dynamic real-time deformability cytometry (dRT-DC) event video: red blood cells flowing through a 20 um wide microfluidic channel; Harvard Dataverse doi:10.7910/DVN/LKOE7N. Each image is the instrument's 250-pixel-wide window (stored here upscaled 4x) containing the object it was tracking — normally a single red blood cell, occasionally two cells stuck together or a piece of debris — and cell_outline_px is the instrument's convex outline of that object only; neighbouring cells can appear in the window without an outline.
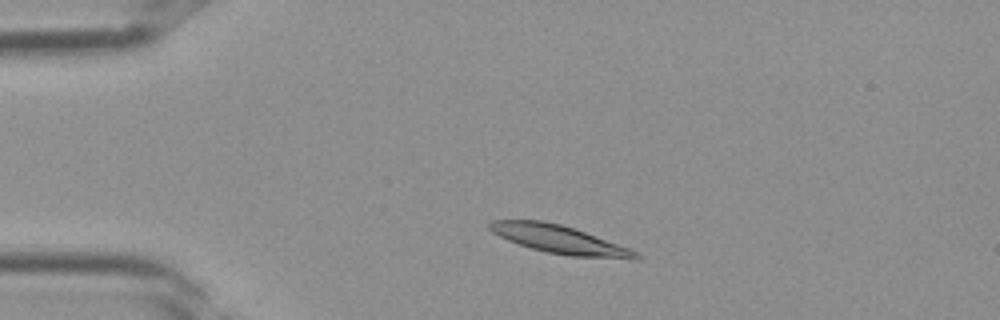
{"species": "Egyptian fruit bat (a non-hibernating species)", "species_latin": "Rousettus aegyptiacus", "temperature_condition": "room temperature", "stored_images_in_passage": 33, "camera_frame_rate_fps": 3000, "um_per_image_px": 0.085, "frame": {"image": 1, "passage_image": 4, "time_ms": 1.0, "image_size_px": [1000, 320], "cell_outline_px": [[644, 256], [640, 260], [632, 260], [568, 256], [548, 252], [532, 248], [508, 240], [492, 232], [484, 224], [488, 220], [544, 220], [560, 224], [584, 232], [628, 248]], "centroid_in_image_um": [47.55, 20.36], "position_along_channel_um": 37.4, "area_um2": 24.1}}
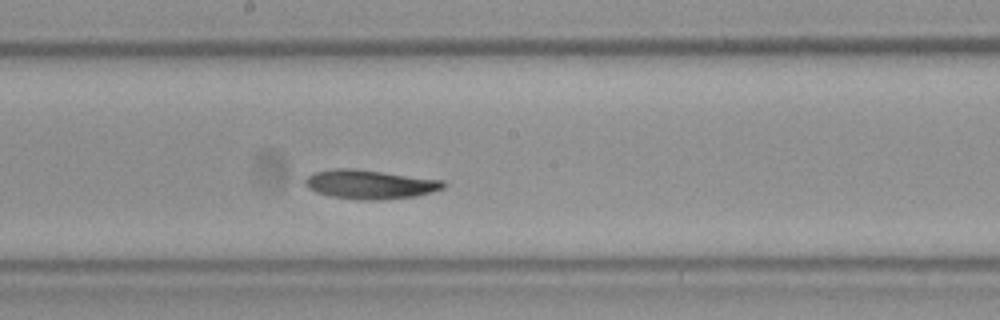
{"frame": {"image": 2, "passage_image": 16, "time_ms": 5.0, "image_size_px": [1000, 320], "cell_outline_px": [[448, 184], [444, 188], [432, 192], [416, 196], [380, 200], [360, 200], [332, 196], [316, 192], [308, 188], [304, 184], [304, 180], [312, 172], [332, 168], [352, 168], [444, 180]], "centroid_in_image_um": [31.44, 15.66], "position_along_channel_um": 216.8, "area_um2": 23.58}}
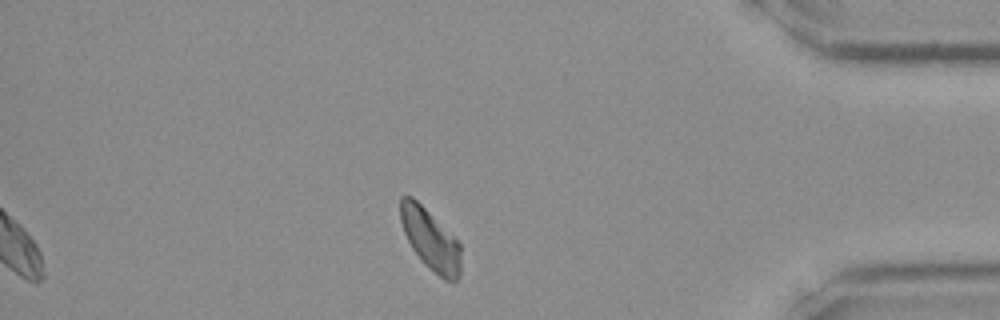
{"frame": {"image": 3, "passage_image": 28, "time_ms": 9.0, "image_size_px": [1000, 320], "cell_outline_px": [[460, 276], [456, 280], [444, 280], [412, 248], [404, 232], [400, 220], [400, 196], [412, 196], [460, 244]], "centroid_in_image_um": [36.57, 20.33], "position_along_channel_um": 398.6, "area_um2": 20.46}}